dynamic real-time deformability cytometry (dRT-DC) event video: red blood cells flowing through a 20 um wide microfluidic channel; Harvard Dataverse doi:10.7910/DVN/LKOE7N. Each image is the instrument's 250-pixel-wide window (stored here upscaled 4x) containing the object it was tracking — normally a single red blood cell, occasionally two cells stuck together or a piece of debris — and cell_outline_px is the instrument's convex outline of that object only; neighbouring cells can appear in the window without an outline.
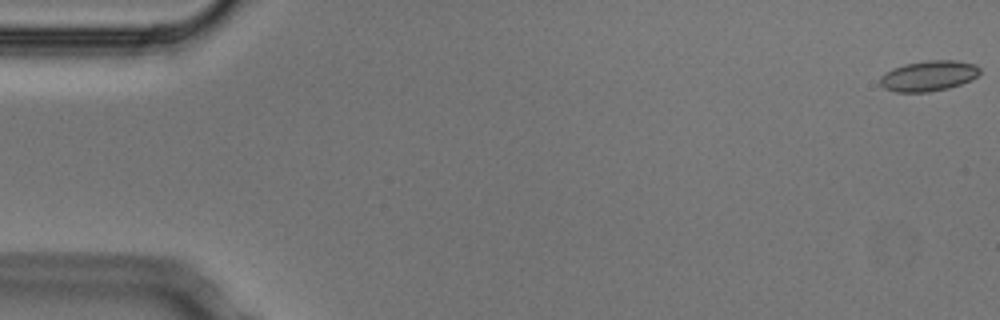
{"species": "Egyptian fruit bat (a non-hibernating species)", "species_latin": "Rousettus aegyptiacus", "temperature_condition": "cold", "stored_images_in_passage": 5, "camera_frame_rate_fps": 3000, "um_per_image_px": 0.085, "animal": {"sex": "male"}, "frame": {"image": 1, "passage_image": 1, "time_ms": 0.0, "image_size_px": [1000, 320], "cell_outline_px": [[980, 72], [976, 76], [960, 84], [948, 88], [928, 92], [896, 92], [884, 88], [880, 84], [880, 76], [884, 72], [892, 68], [904, 64], [928, 60], [956, 60], [976, 64], [980, 68]], "centroid_in_image_um": [78.9, 6.44], "position_along_channel_um": 6.1, "area_um2": 17.74}}
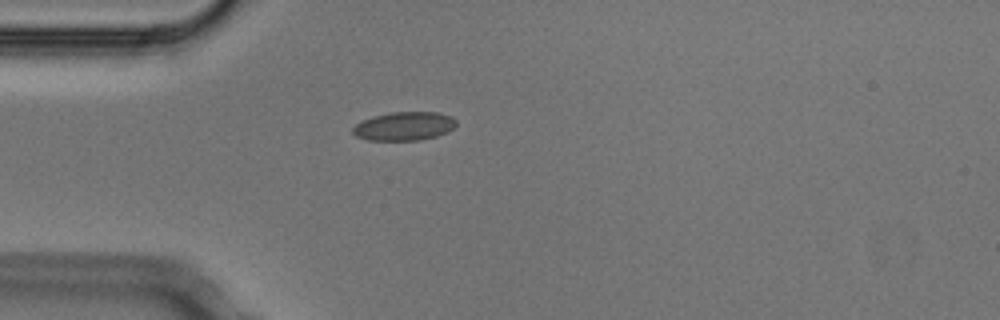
{"frame": {"image": 2, "passage_image": 5, "time_ms": 1.333, "image_size_px": [1000, 320], "cell_outline_px": [[456, 124], [448, 132], [436, 136], [420, 140], [368, 140], [356, 136], [352, 132], [352, 128], [356, 124], [372, 116], [392, 112], [436, 112], [452, 116], [456, 120]], "centroid_in_image_um": [34.36, 10.72], "position_along_channel_um": 50.6, "area_um2": 17.22}}